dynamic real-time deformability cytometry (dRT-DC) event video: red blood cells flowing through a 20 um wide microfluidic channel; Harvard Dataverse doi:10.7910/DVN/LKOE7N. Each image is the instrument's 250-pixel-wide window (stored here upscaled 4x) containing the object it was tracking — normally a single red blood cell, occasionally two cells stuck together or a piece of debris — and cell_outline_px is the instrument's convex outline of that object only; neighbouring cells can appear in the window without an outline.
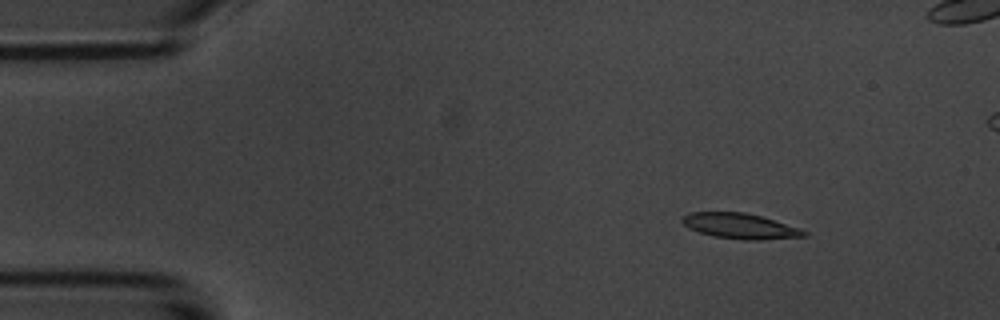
{"species": "common noctule bat (a hibernating species)", "species_latin": "Nyctalus noctula", "temperature_condition": "room temperature", "stored_images_in_passage": 5, "camera_frame_rate_fps": 3000, "um_per_image_px": 0.085, "animal": {"sex": "male", "body_mass_g": 20.1, "forearm_length_mm": 53.5}, "frame": {"image": 1, "passage_image": 2, "time_ms": 1.333, "image_size_px": [1000, 320], "cell_outline_px": [[808, 236], [760, 240], [744, 240], [716, 236], [700, 232], [688, 228], [680, 220], [680, 216], [688, 212], [744, 212], [760, 216], [800, 228], [808, 232]], "centroid_in_image_um": [62.89, 19.21], "position_along_channel_um": 22.1, "area_um2": 18.03}}